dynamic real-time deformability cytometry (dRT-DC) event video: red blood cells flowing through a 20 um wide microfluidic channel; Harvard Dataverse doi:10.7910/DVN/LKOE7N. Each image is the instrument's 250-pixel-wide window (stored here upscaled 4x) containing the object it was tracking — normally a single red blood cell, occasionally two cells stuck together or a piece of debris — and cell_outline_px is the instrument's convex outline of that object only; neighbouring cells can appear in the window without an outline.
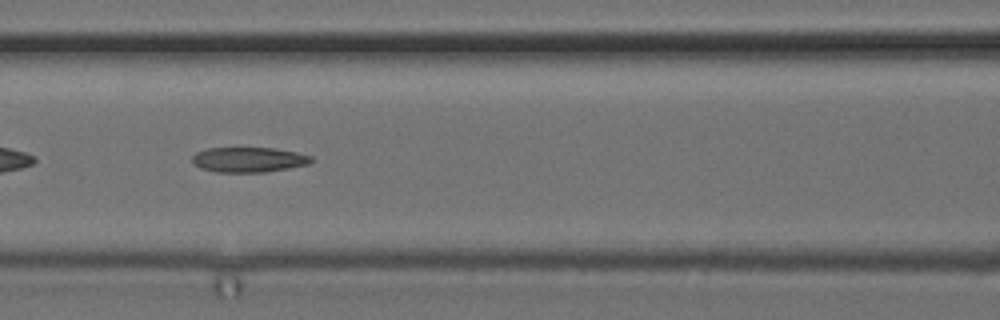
{"species": "common noctule bat (a hibernating species)", "species_latin": "Nyctalus noctula", "temperature_condition": "cold", "stored_images_in_passage": 41, "camera_frame_rate_fps": 3000, "um_per_image_px": 0.085, "animal": {"sex": "female", "body_mass_g": 24.6, "forearm_length_mm": 56.2}, "frame": {"image": 1, "passage_image": 14, "time_ms": 4.333, "image_size_px": [1000, 320], "cell_outline_px": [[316, 160], [308, 164], [288, 168], [264, 172], [216, 172], [200, 168], [192, 164], [192, 156], [196, 152], [208, 148], [276, 148], [296, 152], [312, 156]], "centroid_in_image_um": [21.14, 13.57], "position_along_channel_um": 145.5, "area_um2": 17.51}, "authors_computed_cell_mechanics": {"area_um2": 17.34, "velocity_mm_per_s": 3.7598, "shape_relaxation_time_tau1_ms": 8.1433, "shape_relaxation_time_tau2_ms": 5.8226, "deformation_change_tau1": 0.1735, "deformation_change_tau2": 0.1741}}